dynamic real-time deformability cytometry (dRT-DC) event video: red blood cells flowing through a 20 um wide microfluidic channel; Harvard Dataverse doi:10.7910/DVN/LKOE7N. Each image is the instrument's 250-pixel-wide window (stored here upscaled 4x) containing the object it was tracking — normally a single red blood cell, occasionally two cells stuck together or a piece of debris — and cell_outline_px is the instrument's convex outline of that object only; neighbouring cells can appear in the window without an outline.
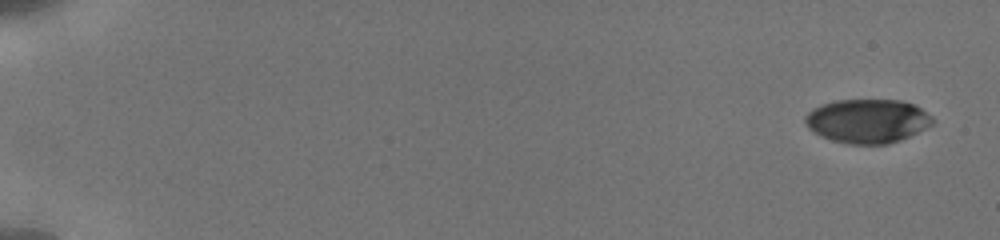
{"species": "human", "species_latin": "Homo sapiens", "temperature_condition": "cold", "stored_images_in_passage": 18, "camera_frame_rate_fps": 3000, "um_per_image_px": 0.085, "donor": {"sex": "male"}, "frame": {"image": 1, "passage_image": 1, "time_ms": 0.0, "image_size_px": [1000, 240], "cell_outline_px": [[936, 120], [932, 124], [900, 140], [888, 144], [848, 144], [832, 140], [808, 128], [804, 120], [804, 116], [812, 108], [820, 104], [836, 100], [900, 100], [912, 104], [920, 108], [932, 116]], "centroid_in_image_um": [73.72, 10.27], "position_along_channel_um": 11.3, "area_um2": 32.48}}
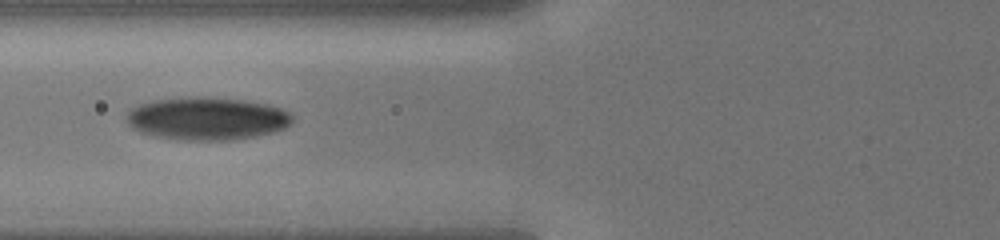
{"frame": {"image": 2, "passage_image": 8, "time_ms": 7.333, "image_size_px": [1000, 240], "cell_outline_px": [[292, 124], [276, 132], [256, 136], [228, 140], [188, 140], [156, 136], [140, 132], [132, 128], [128, 124], [124, 116], [136, 104], [152, 100], [180, 96], [208, 96], [244, 100], [268, 104], [280, 108], [288, 112], [292, 116]], "centroid_in_image_um": [17.56, 10.05], "position_along_channel_um": 108.2, "area_um2": 41.96}}
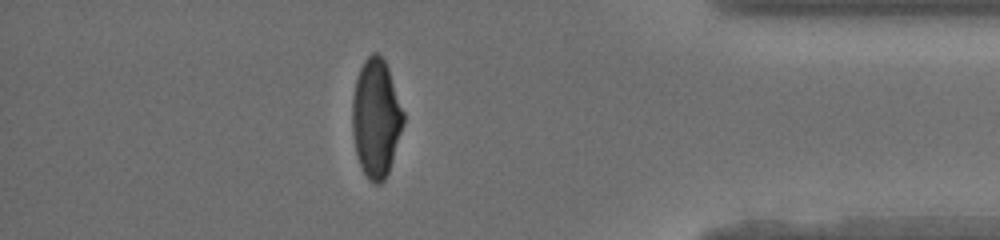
{"frame": {"image": 3, "passage_image": 16, "time_ms": 15.667, "image_size_px": [1000, 240], "cell_outline_px": [[404, 124], [388, 172], [384, 180], [380, 184], [376, 184], [368, 180], [356, 156], [352, 132], [352, 100], [356, 80], [360, 68], [364, 60], [372, 52], [376, 52], [384, 60], [388, 68], [404, 112]], "centroid_in_image_um": [31.95, 10.05], "position_along_channel_um": 403.2, "area_um2": 35.2}, "authors_computed_cell_mechanics": {"area_um2": 35.9516, "velocity_mm_per_s": 3.8561, "shape_relaxation_time_tau1_ms": 5.3239, "shape_relaxation_time_tau2_ms": 1.5294, "deformation_change_tau1": 0.1562, "deformation_change_tau2": 0.0581}}